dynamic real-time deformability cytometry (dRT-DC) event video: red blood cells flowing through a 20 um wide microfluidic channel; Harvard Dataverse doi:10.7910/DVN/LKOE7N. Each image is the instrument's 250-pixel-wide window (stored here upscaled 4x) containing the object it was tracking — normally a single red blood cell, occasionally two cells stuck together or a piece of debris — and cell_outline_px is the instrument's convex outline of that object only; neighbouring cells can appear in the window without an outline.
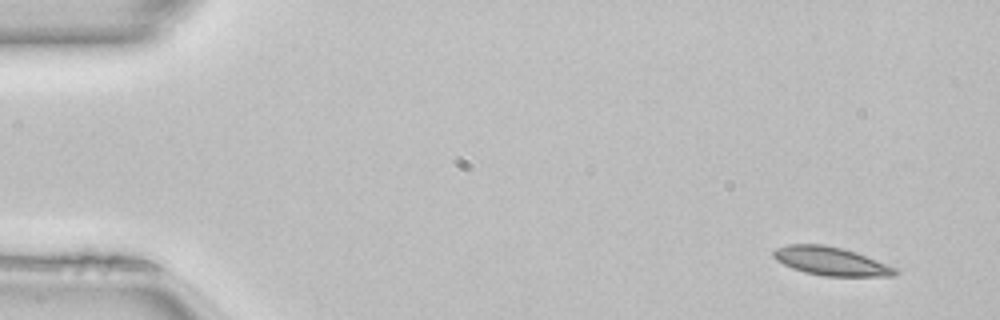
{"species": "common noctule bat (a hibernating species)", "species_latin": "Nyctalus noctula", "temperature_condition": "room temperature", "stored_images_in_passage": 49, "camera_frame_rate_fps": 3000, "um_per_image_px": 0.085, "animal": {"sex": "female", "body_mass_g": 22.7, "forearm_length_mm": 54.2}, "frame": {"image": 1, "passage_image": 3, "time_ms": 0.667, "image_size_px": [1000, 320], "cell_outline_px": [[900, 272], [896, 276], [824, 276], [804, 272], [792, 268], [776, 260], [772, 256], [772, 252], [776, 248], [788, 244], [824, 244], [856, 252], [896, 268]], "centroid_in_image_um": [70.61, 22.2], "position_along_channel_um": 14.4, "area_um2": 20.17}}
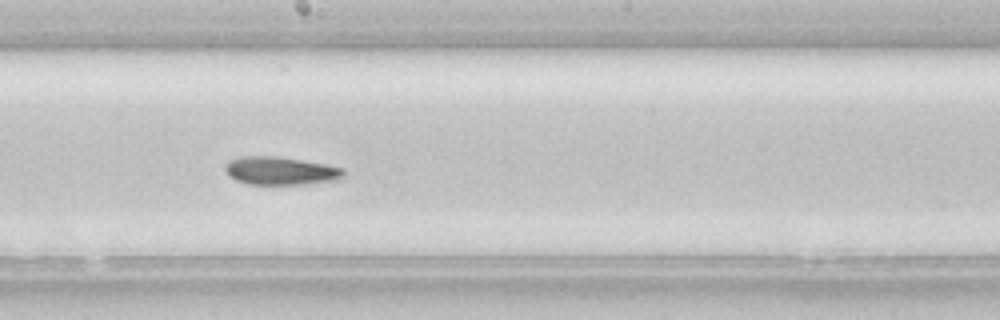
{"frame": {"image": 2, "passage_image": 27, "time_ms": 8.667, "image_size_px": [1000, 320], "cell_outline_px": [[344, 176], [340, 180], [304, 184], [248, 184], [236, 180], [228, 176], [224, 168], [224, 164], [228, 160], [240, 156], [276, 156], [324, 164], [344, 168]], "centroid_in_image_um": [23.82, 14.52], "position_along_channel_um": 224.4, "area_um2": 19.54}}
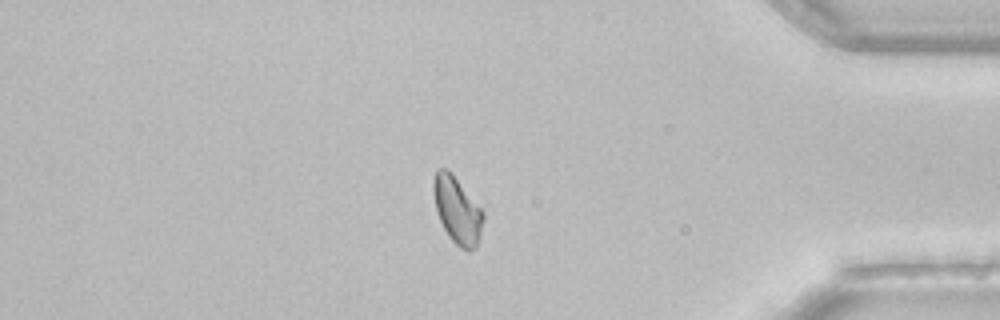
{"frame": {"image": 3, "passage_image": 42, "time_ms": 13.667, "image_size_px": [1000, 320], "cell_outline_px": [[484, 220], [476, 248], [468, 252], [460, 248], [448, 236], [436, 212], [432, 192], [432, 180], [436, 168], [448, 168], [484, 212]], "centroid_in_image_um": [38.84, 17.85], "position_along_channel_um": 396.4, "area_um2": 19.65}, "authors_computed_cell_mechanics": {"area_um2": 19.941, "velocity_mm_per_s": 4.0958, "shape_relaxation_time_tau1_ms": null, "shape_relaxation_time_tau2_ms": 6.3816, "deformation_change_tau1": null, "deformation_change_tau2": 0.1085}}